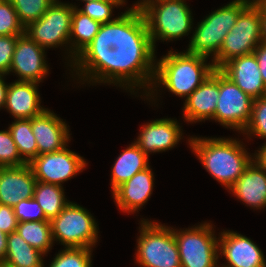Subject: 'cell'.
<instances>
[{
    "label": "cell",
    "mask_w": 266,
    "mask_h": 267,
    "mask_svg": "<svg viewBox=\"0 0 266 267\" xmlns=\"http://www.w3.org/2000/svg\"><path fill=\"white\" fill-rule=\"evenodd\" d=\"M155 49L143 13L133 5L114 21L101 24L70 67L83 84L109 83L134 95L137 87L144 88L147 96L155 78Z\"/></svg>",
    "instance_id": "obj_1"
},
{
    "label": "cell",
    "mask_w": 266,
    "mask_h": 267,
    "mask_svg": "<svg viewBox=\"0 0 266 267\" xmlns=\"http://www.w3.org/2000/svg\"><path fill=\"white\" fill-rule=\"evenodd\" d=\"M207 59L210 58L186 51L173 52L171 49L156 61L155 78L146 97L155 101L158 94L156 88L161 85L162 89L164 87L174 95L186 99L215 70L213 63H207Z\"/></svg>",
    "instance_id": "obj_2"
},
{
    "label": "cell",
    "mask_w": 266,
    "mask_h": 267,
    "mask_svg": "<svg viewBox=\"0 0 266 267\" xmlns=\"http://www.w3.org/2000/svg\"><path fill=\"white\" fill-rule=\"evenodd\" d=\"M188 143L205 170L226 189L239 179L253 160V155L247 153L245 145L237 139L191 136Z\"/></svg>",
    "instance_id": "obj_3"
},
{
    "label": "cell",
    "mask_w": 266,
    "mask_h": 267,
    "mask_svg": "<svg viewBox=\"0 0 266 267\" xmlns=\"http://www.w3.org/2000/svg\"><path fill=\"white\" fill-rule=\"evenodd\" d=\"M186 0H146L140 6L154 48L156 41H173L190 33L192 12Z\"/></svg>",
    "instance_id": "obj_4"
},
{
    "label": "cell",
    "mask_w": 266,
    "mask_h": 267,
    "mask_svg": "<svg viewBox=\"0 0 266 267\" xmlns=\"http://www.w3.org/2000/svg\"><path fill=\"white\" fill-rule=\"evenodd\" d=\"M253 0H233L229 4L209 13L198 23L186 52L215 58L220 51L225 36L236 24L239 14Z\"/></svg>",
    "instance_id": "obj_5"
},
{
    "label": "cell",
    "mask_w": 266,
    "mask_h": 267,
    "mask_svg": "<svg viewBox=\"0 0 266 267\" xmlns=\"http://www.w3.org/2000/svg\"><path fill=\"white\" fill-rule=\"evenodd\" d=\"M140 225L135 263L142 267H181L173 228L144 218Z\"/></svg>",
    "instance_id": "obj_6"
},
{
    "label": "cell",
    "mask_w": 266,
    "mask_h": 267,
    "mask_svg": "<svg viewBox=\"0 0 266 267\" xmlns=\"http://www.w3.org/2000/svg\"><path fill=\"white\" fill-rule=\"evenodd\" d=\"M262 42L260 5L253 0L238 16L236 24L225 36L218 55L211 59L220 69L233 58L254 52Z\"/></svg>",
    "instance_id": "obj_7"
},
{
    "label": "cell",
    "mask_w": 266,
    "mask_h": 267,
    "mask_svg": "<svg viewBox=\"0 0 266 267\" xmlns=\"http://www.w3.org/2000/svg\"><path fill=\"white\" fill-rule=\"evenodd\" d=\"M52 239L65 248H93L98 242V225L92 214L82 206L70 202L51 221Z\"/></svg>",
    "instance_id": "obj_8"
},
{
    "label": "cell",
    "mask_w": 266,
    "mask_h": 267,
    "mask_svg": "<svg viewBox=\"0 0 266 267\" xmlns=\"http://www.w3.org/2000/svg\"><path fill=\"white\" fill-rule=\"evenodd\" d=\"M212 226L204 222L185 230L173 228L181 267H219V238Z\"/></svg>",
    "instance_id": "obj_9"
},
{
    "label": "cell",
    "mask_w": 266,
    "mask_h": 267,
    "mask_svg": "<svg viewBox=\"0 0 266 267\" xmlns=\"http://www.w3.org/2000/svg\"><path fill=\"white\" fill-rule=\"evenodd\" d=\"M74 7L76 5L55 0L41 18L25 27V33L44 49L67 47L68 44L70 48L69 36Z\"/></svg>",
    "instance_id": "obj_10"
},
{
    "label": "cell",
    "mask_w": 266,
    "mask_h": 267,
    "mask_svg": "<svg viewBox=\"0 0 266 267\" xmlns=\"http://www.w3.org/2000/svg\"><path fill=\"white\" fill-rule=\"evenodd\" d=\"M253 99L219 70V97L212 120L243 132L251 118Z\"/></svg>",
    "instance_id": "obj_11"
},
{
    "label": "cell",
    "mask_w": 266,
    "mask_h": 267,
    "mask_svg": "<svg viewBox=\"0 0 266 267\" xmlns=\"http://www.w3.org/2000/svg\"><path fill=\"white\" fill-rule=\"evenodd\" d=\"M28 164L37 181L60 186L87 166L83 157L66 147L57 152L38 155Z\"/></svg>",
    "instance_id": "obj_12"
},
{
    "label": "cell",
    "mask_w": 266,
    "mask_h": 267,
    "mask_svg": "<svg viewBox=\"0 0 266 267\" xmlns=\"http://www.w3.org/2000/svg\"><path fill=\"white\" fill-rule=\"evenodd\" d=\"M45 50L26 33L18 36L8 75L14 72L18 81L42 82L49 72Z\"/></svg>",
    "instance_id": "obj_13"
},
{
    "label": "cell",
    "mask_w": 266,
    "mask_h": 267,
    "mask_svg": "<svg viewBox=\"0 0 266 267\" xmlns=\"http://www.w3.org/2000/svg\"><path fill=\"white\" fill-rule=\"evenodd\" d=\"M219 256L227 265L219 267H266L261 249L248 237L234 231L224 230L219 235Z\"/></svg>",
    "instance_id": "obj_14"
},
{
    "label": "cell",
    "mask_w": 266,
    "mask_h": 267,
    "mask_svg": "<svg viewBox=\"0 0 266 267\" xmlns=\"http://www.w3.org/2000/svg\"><path fill=\"white\" fill-rule=\"evenodd\" d=\"M69 126L53 111L46 109L31 118V129L35 136L38 155L63 150L70 142Z\"/></svg>",
    "instance_id": "obj_15"
},
{
    "label": "cell",
    "mask_w": 266,
    "mask_h": 267,
    "mask_svg": "<svg viewBox=\"0 0 266 267\" xmlns=\"http://www.w3.org/2000/svg\"><path fill=\"white\" fill-rule=\"evenodd\" d=\"M219 70L252 99L266 96V86L254 53L233 58Z\"/></svg>",
    "instance_id": "obj_16"
},
{
    "label": "cell",
    "mask_w": 266,
    "mask_h": 267,
    "mask_svg": "<svg viewBox=\"0 0 266 267\" xmlns=\"http://www.w3.org/2000/svg\"><path fill=\"white\" fill-rule=\"evenodd\" d=\"M219 97V69H215L184 102L183 118L190 123L210 120L215 115Z\"/></svg>",
    "instance_id": "obj_17"
},
{
    "label": "cell",
    "mask_w": 266,
    "mask_h": 267,
    "mask_svg": "<svg viewBox=\"0 0 266 267\" xmlns=\"http://www.w3.org/2000/svg\"><path fill=\"white\" fill-rule=\"evenodd\" d=\"M140 134L134 141L149 156L150 153L163 152L174 148L181 140L182 129L177 120L161 118L141 126Z\"/></svg>",
    "instance_id": "obj_18"
},
{
    "label": "cell",
    "mask_w": 266,
    "mask_h": 267,
    "mask_svg": "<svg viewBox=\"0 0 266 267\" xmlns=\"http://www.w3.org/2000/svg\"><path fill=\"white\" fill-rule=\"evenodd\" d=\"M36 178L29 164L0 167V204L14 207L22 199L34 196Z\"/></svg>",
    "instance_id": "obj_19"
},
{
    "label": "cell",
    "mask_w": 266,
    "mask_h": 267,
    "mask_svg": "<svg viewBox=\"0 0 266 267\" xmlns=\"http://www.w3.org/2000/svg\"><path fill=\"white\" fill-rule=\"evenodd\" d=\"M154 175L150 166L138 173L113 192L114 202L124 213L138 212L152 194Z\"/></svg>",
    "instance_id": "obj_20"
},
{
    "label": "cell",
    "mask_w": 266,
    "mask_h": 267,
    "mask_svg": "<svg viewBox=\"0 0 266 267\" xmlns=\"http://www.w3.org/2000/svg\"><path fill=\"white\" fill-rule=\"evenodd\" d=\"M38 82L14 81L8 85L5 109L15 119H31L47 108L42 107Z\"/></svg>",
    "instance_id": "obj_21"
},
{
    "label": "cell",
    "mask_w": 266,
    "mask_h": 267,
    "mask_svg": "<svg viewBox=\"0 0 266 267\" xmlns=\"http://www.w3.org/2000/svg\"><path fill=\"white\" fill-rule=\"evenodd\" d=\"M228 190L251 208H266V171L252 160Z\"/></svg>",
    "instance_id": "obj_22"
},
{
    "label": "cell",
    "mask_w": 266,
    "mask_h": 267,
    "mask_svg": "<svg viewBox=\"0 0 266 267\" xmlns=\"http://www.w3.org/2000/svg\"><path fill=\"white\" fill-rule=\"evenodd\" d=\"M149 156L133 142L116 158L111 172V191L149 167Z\"/></svg>",
    "instance_id": "obj_23"
},
{
    "label": "cell",
    "mask_w": 266,
    "mask_h": 267,
    "mask_svg": "<svg viewBox=\"0 0 266 267\" xmlns=\"http://www.w3.org/2000/svg\"><path fill=\"white\" fill-rule=\"evenodd\" d=\"M73 8L71 31L69 36V66H71L76 56L94 39L99 31L101 23L91 19L88 15L83 14L77 8Z\"/></svg>",
    "instance_id": "obj_24"
},
{
    "label": "cell",
    "mask_w": 266,
    "mask_h": 267,
    "mask_svg": "<svg viewBox=\"0 0 266 267\" xmlns=\"http://www.w3.org/2000/svg\"><path fill=\"white\" fill-rule=\"evenodd\" d=\"M41 251L30 246L17 231L8 234L7 250L2 265L6 267H45Z\"/></svg>",
    "instance_id": "obj_25"
},
{
    "label": "cell",
    "mask_w": 266,
    "mask_h": 267,
    "mask_svg": "<svg viewBox=\"0 0 266 267\" xmlns=\"http://www.w3.org/2000/svg\"><path fill=\"white\" fill-rule=\"evenodd\" d=\"M33 198L42 208L47 220L51 221L70 203L65 198L63 186L37 181Z\"/></svg>",
    "instance_id": "obj_26"
},
{
    "label": "cell",
    "mask_w": 266,
    "mask_h": 267,
    "mask_svg": "<svg viewBox=\"0 0 266 267\" xmlns=\"http://www.w3.org/2000/svg\"><path fill=\"white\" fill-rule=\"evenodd\" d=\"M16 231L30 246L43 254L46 255L52 249L54 242L50 221L19 222Z\"/></svg>",
    "instance_id": "obj_27"
},
{
    "label": "cell",
    "mask_w": 266,
    "mask_h": 267,
    "mask_svg": "<svg viewBox=\"0 0 266 267\" xmlns=\"http://www.w3.org/2000/svg\"><path fill=\"white\" fill-rule=\"evenodd\" d=\"M21 158L29 163L38 156V148L31 129V119H15L8 127Z\"/></svg>",
    "instance_id": "obj_28"
},
{
    "label": "cell",
    "mask_w": 266,
    "mask_h": 267,
    "mask_svg": "<svg viewBox=\"0 0 266 267\" xmlns=\"http://www.w3.org/2000/svg\"><path fill=\"white\" fill-rule=\"evenodd\" d=\"M24 27L37 21L55 0H9Z\"/></svg>",
    "instance_id": "obj_29"
},
{
    "label": "cell",
    "mask_w": 266,
    "mask_h": 267,
    "mask_svg": "<svg viewBox=\"0 0 266 267\" xmlns=\"http://www.w3.org/2000/svg\"><path fill=\"white\" fill-rule=\"evenodd\" d=\"M91 248L69 247L59 251L49 267H92Z\"/></svg>",
    "instance_id": "obj_30"
},
{
    "label": "cell",
    "mask_w": 266,
    "mask_h": 267,
    "mask_svg": "<svg viewBox=\"0 0 266 267\" xmlns=\"http://www.w3.org/2000/svg\"><path fill=\"white\" fill-rule=\"evenodd\" d=\"M125 2V0L89 1L85 3L84 8H79L78 10L101 24L109 23L116 19H111L113 9L120 6L124 7Z\"/></svg>",
    "instance_id": "obj_31"
},
{
    "label": "cell",
    "mask_w": 266,
    "mask_h": 267,
    "mask_svg": "<svg viewBox=\"0 0 266 267\" xmlns=\"http://www.w3.org/2000/svg\"><path fill=\"white\" fill-rule=\"evenodd\" d=\"M242 133L250 136V139L256 135L266 140V96L253 99L251 118Z\"/></svg>",
    "instance_id": "obj_32"
},
{
    "label": "cell",
    "mask_w": 266,
    "mask_h": 267,
    "mask_svg": "<svg viewBox=\"0 0 266 267\" xmlns=\"http://www.w3.org/2000/svg\"><path fill=\"white\" fill-rule=\"evenodd\" d=\"M25 27L9 0H0V36L23 35Z\"/></svg>",
    "instance_id": "obj_33"
},
{
    "label": "cell",
    "mask_w": 266,
    "mask_h": 267,
    "mask_svg": "<svg viewBox=\"0 0 266 267\" xmlns=\"http://www.w3.org/2000/svg\"><path fill=\"white\" fill-rule=\"evenodd\" d=\"M26 162L18 153L9 128L0 131V167H18Z\"/></svg>",
    "instance_id": "obj_34"
},
{
    "label": "cell",
    "mask_w": 266,
    "mask_h": 267,
    "mask_svg": "<svg viewBox=\"0 0 266 267\" xmlns=\"http://www.w3.org/2000/svg\"><path fill=\"white\" fill-rule=\"evenodd\" d=\"M18 222L49 221L34 198L22 199L13 207Z\"/></svg>",
    "instance_id": "obj_35"
},
{
    "label": "cell",
    "mask_w": 266,
    "mask_h": 267,
    "mask_svg": "<svg viewBox=\"0 0 266 267\" xmlns=\"http://www.w3.org/2000/svg\"><path fill=\"white\" fill-rule=\"evenodd\" d=\"M18 36H0V74L7 75L9 72Z\"/></svg>",
    "instance_id": "obj_36"
},
{
    "label": "cell",
    "mask_w": 266,
    "mask_h": 267,
    "mask_svg": "<svg viewBox=\"0 0 266 267\" xmlns=\"http://www.w3.org/2000/svg\"><path fill=\"white\" fill-rule=\"evenodd\" d=\"M18 223L13 207L0 204V230L11 234L16 231Z\"/></svg>",
    "instance_id": "obj_37"
},
{
    "label": "cell",
    "mask_w": 266,
    "mask_h": 267,
    "mask_svg": "<svg viewBox=\"0 0 266 267\" xmlns=\"http://www.w3.org/2000/svg\"><path fill=\"white\" fill-rule=\"evenodd\" d=\"M259 64V70L266 86V43L261 42L253 52Z\"/></svg>",
    "instance_id": "obj_38"
},
{
    "label": "cell",
    "mask_w": 266,
    "mask_h": 267,
    "mask_svg": "<svg viewBox=\"0 0 266 267\" xmlns=\"http://www.w3.org/2000/svg\"><path fill=\"white\" fill-rule=\"evenodd\" d=\"M255 153L253 155V161L266 171V144L262 145Z\"/></svg>",
    "instance_id": "obj_39"
},
{
    "label": "cell",
    "mask_w": 266,
    "mask_h": 267,
    "mask_svg": "<svg viewBox=\"0 0 266 267\" xmlns=\"http://www.w3.org/2000/svg\"><path fill=\"white\" fill-rule=\"evenodd\" d=\"M5 74H0V109L5 107L8 85L3 79Z\"/></svg>",
    "instance_id": "obj_40"
},
{
    "label": "cell",
    "mask_w": 266,
    "mask_h": 267,
    "mask_svg": "<svg viewBox=\"0 0 266 267\" xmlns=\"http://www.w3.org/2000/svg\"><path fill=\"white\" fill-rule=\"evenodd\" d=\"M7 237L8 234L0 230V264H3L7 250Z\"/></svg>",
    "instance_id": "obj_41"
},
{
    "label": "cell",
    "mask_w": 266,
    "mask_h": 267,
    "mask_svg": "<svg viewBox=\"0 0 266 267\" xmlns=\"http://www.w3.org/2000/svg\"><path fill=\"white\" fill-rule=\"evenodd\" d=\"M261 37L262 42L266 43V10H261Z\"/></svg>",
    "instance_id": "obj_42"
},
{
    "label": "cell",
    "mask_w": 266,
    "mask_h": 267,
    "mask_svg": "<svg viewBox=\"0 0 266 267\" xmlns=\"http://www.w3.org/2000/svg\"><path fill=\"white\" fill-rule=\"evenodd\" d=\"M260 5V10H266V0H255Z\"/></svg>",
    "instance_id": "obj_43"
},
{
    "label": "cell",
    "mask_w": 266,
    "mask_h": 267,
    "mask_svg": "<svg viewBox=\"0 0 266 267\" xmlns=\"http://www.w3.org/2000/svg\"><path fill=\"white\" fill-rule=\"evenodd\" d=\"M144 1L146 0H140L138 3H134V5L139 7Z\"/></svg>",
    "instance_id": "obj_44"
},
{
    "label": "cell",
    "mask_w": 266,
    "mask_h": 267,
    "mask_svg": "<svg viewBox=\"0 0 266 267\" xmlns=\"http://www.w3.org/2000/svg\"><path fill=\"white\" fill-rule=\"evenodd\" d=\"M81 1V0H80ZM89 1H100V0H82V2H89Z\"/></svg>",
    "instance_id": "obj_45"
}]
</instances>
